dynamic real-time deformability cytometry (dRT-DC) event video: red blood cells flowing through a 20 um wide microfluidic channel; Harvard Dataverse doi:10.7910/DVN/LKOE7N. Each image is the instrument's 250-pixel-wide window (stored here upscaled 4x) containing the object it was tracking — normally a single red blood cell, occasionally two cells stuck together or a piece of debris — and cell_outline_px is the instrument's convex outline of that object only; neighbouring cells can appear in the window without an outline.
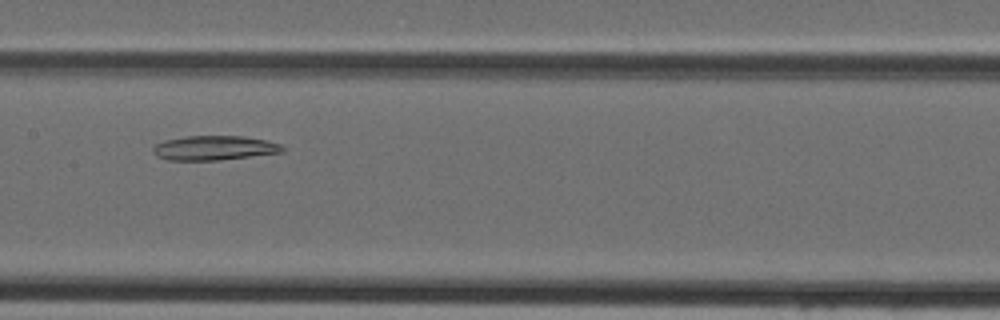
{"species": "Egyptian fruit bat (a non-hibernating species)", "species_latin": "Rousettus aegyptiacus", "temperature_condition": "cold", "stored_images_in_passage": 38, "camera_frame_rate_fps": 3000, "um_per_image_px": 0.085, "animal": {"sex": "female"}, "frame": {"image": 1, "passage_image": 15, "time_ms": 4.667, "image_size_px": [1000, 320], "cell_outline_px": [[284, 152], [220, 160], [168, 160], [156, 156], [152, 148], [156, 144], [164, 140], [188, 136], [244, 136], [264, 140], [280, 144], [284, 148]], "centroid_in_image_um": [18.2, 12.58], "position_along_channel_um": 189.2, "area_um2": 18.38}}
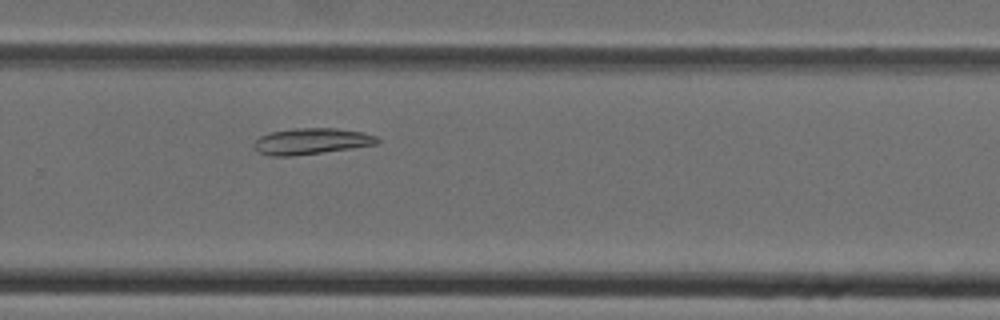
{"frame": {"image": 2, "passage_image": 23, "time_ms": 7.333, "image_size_px": [1000, 320], "cell_outline_px": [[380, 140], [376, 144], [352, 148], [292, 156], [268, 156], [260, 152], [256, 148], [256, 140], [260, 136], [272, 132], [296, 128], [336, 128], [364, 132], [376, 136]], "centroid_in_image_um": [26.51, 12.0], "position_along_channel_um": 303.3, "area_um2": 18.55}}
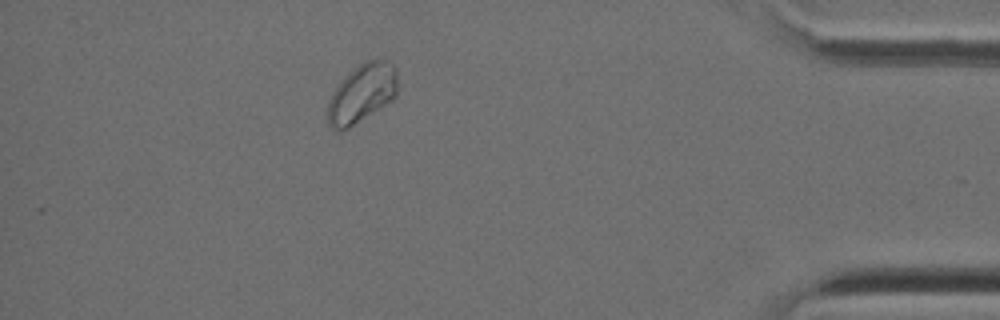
{"frame": {"image": 3, "passage_image": 33, "time_ms": 10.667, "image_size_px": [1000, 320], "cell_outline_px": [[396, 96], [392, 100], [380, 108], [348, 128], [340, 132], [336, 132], [328, 124], [328, 100], [332, 92], [340, 80], [348, 72], [364, 60], [384, 60], [392, 64], [396, 68]], "centroid_in_image_um": [30.72, 7.94], "position_along_channel_um": 404.5, "area_um2": 23.93}}